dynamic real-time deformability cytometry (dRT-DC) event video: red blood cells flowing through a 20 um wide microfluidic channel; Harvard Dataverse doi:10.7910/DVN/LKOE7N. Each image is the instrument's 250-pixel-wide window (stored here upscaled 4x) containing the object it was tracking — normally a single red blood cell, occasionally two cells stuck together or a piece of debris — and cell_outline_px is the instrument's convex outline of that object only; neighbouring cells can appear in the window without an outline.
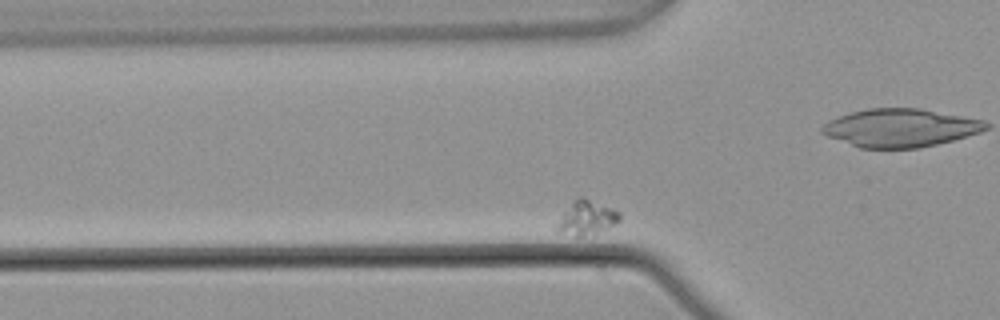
{"species": "common noctule bat (a hibernating species)", "species_latin": "Nyctalus noctula", "temperature_condition": "warm", "stored_images_in_passage": 54, "segment_of_instrument_passage": [2, 3], "camera_frame_rate_fps": 3000, "um_per_image_px": 0.085, "animal": {"sex": "male", "body_mass_g": 21.5, "forearm_length_mm": 52.0}, "frame": {"image": 1, "passage_image": 15, "time_ms": 4.667, "image_size_px": [1000, 320], "cell_outline_px": [[620, 220], [616, 224], [596, 232], [580, 236], [576, 236], [556, 232], [556, 224], [564, 212], [576, 196], [580, 196], [616, 208], [620, 212]], "centroid_in_image_um": [49.88, 18.49], "position_along_channel_um": 75.9, "area_um2": 12.48}}
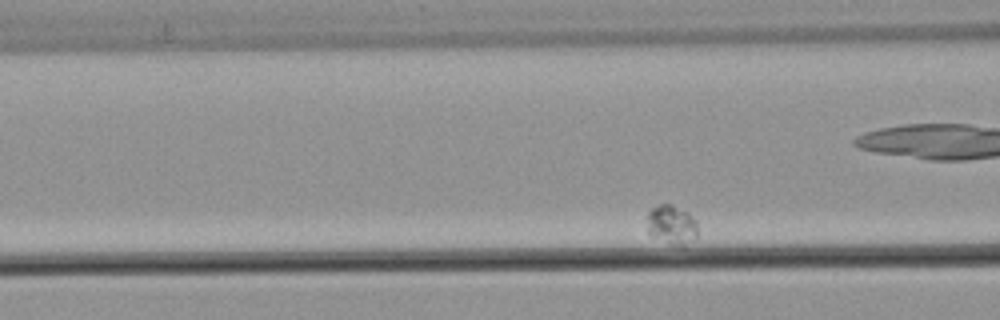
{"frame": {"image": 2, "passage_image": 19, "time_ms": 6.0, "image_size_px": [1000, 320], "cell_outline_px": [[696, 236], [680, 248], [652, 236], [648, 232], [648, 212], [652, 208], [660, 204], [672, 204], [688, 212], [696, 220]], "centroid_in_image_um": [57.09, 19.1], "position_along_channel_um": 109.5, "area_um2": 11.5}}
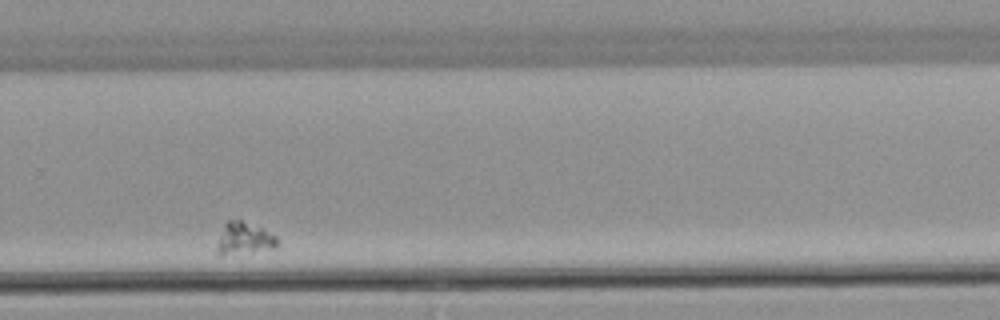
{"frame": {"image": 3, "passage_image": 40, "time_ms": 13.0, "image_size_px": [1000, 320], "cell_outline_px": [[276, 244], [272, 248], [220, 256], [216, 256], [216, 248], [224, 224], [228, 220], [240, 220], [260, 228], [276, 236]], "centroid_in_image_um": [20.67, 20.29], "position_along_channel_um": 309.1, "area_um2": 10.87}}